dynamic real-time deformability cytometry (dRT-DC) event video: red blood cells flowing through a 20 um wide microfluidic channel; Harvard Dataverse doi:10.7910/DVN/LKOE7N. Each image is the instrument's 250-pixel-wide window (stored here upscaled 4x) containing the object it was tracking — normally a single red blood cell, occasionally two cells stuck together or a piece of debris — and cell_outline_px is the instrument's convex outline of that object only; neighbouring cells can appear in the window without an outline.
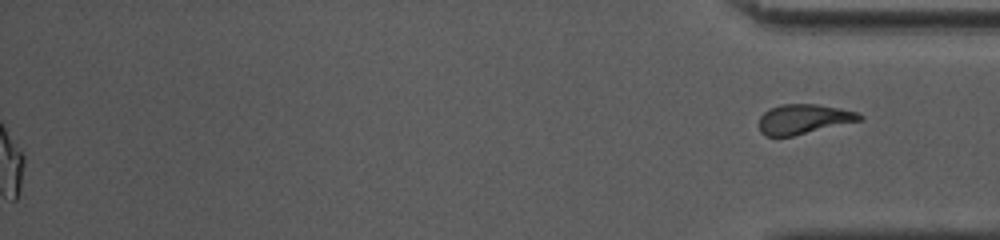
{"species": "common noctule bat (a hibernating species)", "species_latin": "Nyctalus noctula", "temperature_condition": "warm", "stored_images_in_passage": 38, "segment_of_instrument_passage": [2, 2], "camera_frame_rate_fps": 3000, "um_per_image_px": 0.085, "animal": {"sex": "female", "body_mass_g": 10.0, "forearm_length_mm": 53.1}, "frame": {"image": 1, "passage_image": 38, "time_ms": 12.333, "image_size_px": [1000, 240], "cell_outline_px": [[864, 120], [792, 136], [764, 136], [760, 132], [760, 116], [768, 108], [780, 104], [816, 104], [840, 108], [856, 112], [864, 116]], "centroid_in_image_um": [68.32, 10.12], "position_along_channel_um": 366.9, "area_um2": 17.57}}